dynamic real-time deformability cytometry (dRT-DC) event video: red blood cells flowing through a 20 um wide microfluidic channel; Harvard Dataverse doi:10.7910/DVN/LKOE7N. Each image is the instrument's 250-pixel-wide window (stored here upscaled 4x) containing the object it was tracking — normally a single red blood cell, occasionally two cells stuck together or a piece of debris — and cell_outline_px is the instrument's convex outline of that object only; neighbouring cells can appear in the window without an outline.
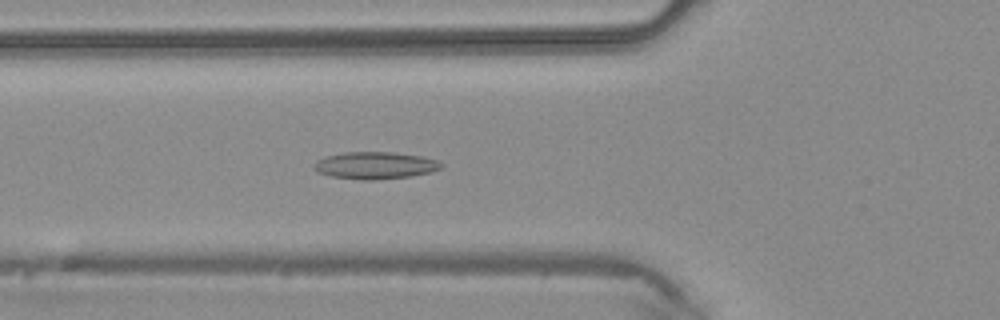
{"species": "common noctule bat (a hibernating species)", "species_latin": "Nyctalus noctula", "temperature_condition": "warm", "stored_images_in_passage": 43, "camera_frame_rate_fps": 3000, "um_per_image_px": 0.085, "animal": {"sex": "male", "body_mass_g": 20.4}, "frame": {"image": 1, "passage_image": 15, "time_ms": 4.667, "image_size_px": [1000, 320], "cell_outline_px": [[444, 164], [440, 168], [432, 172], [412, 176], [376, 180], [364, 180], [332, 176], [316, 172], [312, 164], [316, 160], [324, 156], [344, 152], [392, 152], [424, 156], [440, 160]], "centroid_in_image_um": [31.91, 14.05], "position_along_channel_um": 93.9, "area_um2": 20.46}}
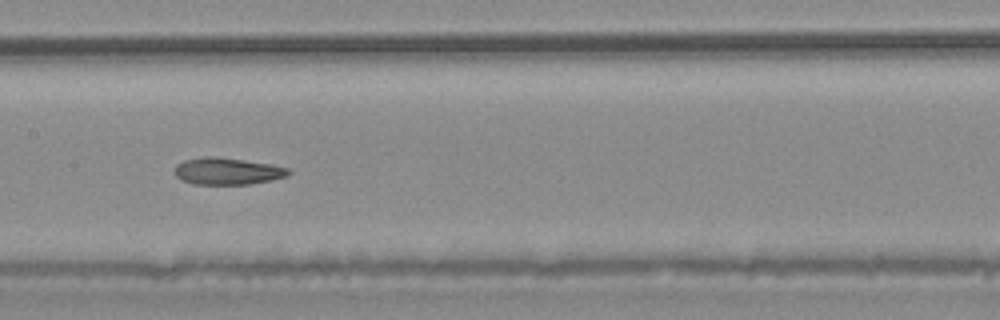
{"frame": {"image": 2, "passage_image": 21, "time_ms": 6.667, "image_size_px": [1000, 320], "cell_outline_px": [[292, 172], [288, 176], [272, 180], [248, 184], [192, 184], [180, 180], [176, 176], [176, 164], [184, 160], [208, 156], [212, 156], [268, 164], [288, 168]], "centroid_in_image_um": [19.31, 14.56], "position_along_channel_um": 188.1, "area_um2": 17.63}}
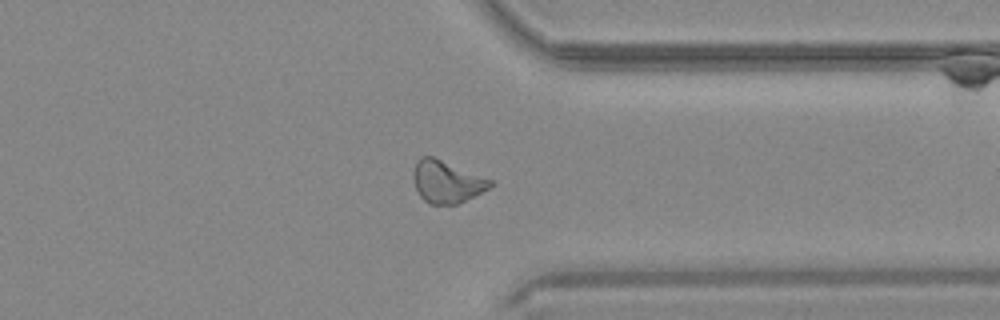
{"frame": {"image": 3, "passage_image": 33, "time_ms": 10.667, "image_size_px": [1000, 320], "cell_outline_px": [[492, 184], [488, 188], [456, 204], [428, 204], [420, 196], [416, 188], [412, 176], [412, 172], [416, 160], [420, 156], [432, 156], [492, 180]], "centroid_in_image_um": [37.9, 15.43], "position_along_channel_um": 373.5, "area_um2": 18.61}}